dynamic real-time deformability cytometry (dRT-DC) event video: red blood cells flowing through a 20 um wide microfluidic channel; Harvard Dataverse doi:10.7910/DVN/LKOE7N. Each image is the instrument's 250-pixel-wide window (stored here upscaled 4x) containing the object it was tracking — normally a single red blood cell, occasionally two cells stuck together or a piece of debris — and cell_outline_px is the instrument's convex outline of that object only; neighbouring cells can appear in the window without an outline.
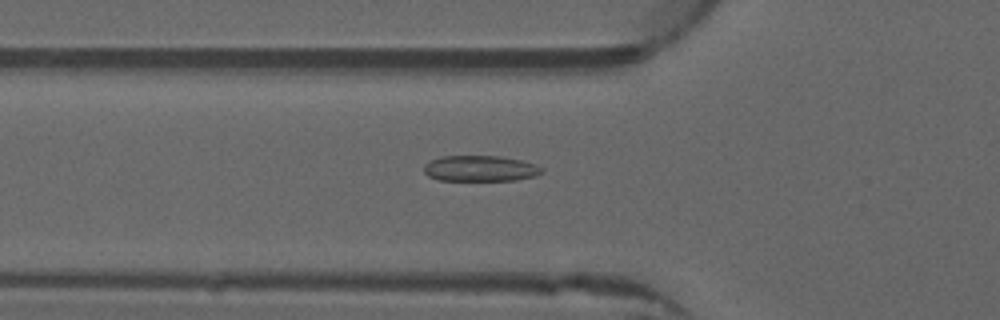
{"species": "common noctule bat (a hibernating species)", "species_latin": "Nyctalus noctula", "temperature_condition": "warm", "stored_images_in_passage": 44, "camera_frame_rate_fps": 3000, "um_per_image_px": 0.085, "animal": {"sex": "male", "forearm_length_mm": 52.5}, "frame": {"image": 1, "passage_image": 11, "time_ms": 3.333, "image_size_px": [1000, 320], "cell_outline_px": [[544, 172], [536, 176], [516, 180], [440, 180], [428, 176], [424, 172], [424, 164], [440, 156], [500, 156], [520, 160], [536, 164], [544, 168]], "centroid_in_image_um": [40.85, 14.32], "position_along_channel_um": 84.9, "area_um2": 17.8}}
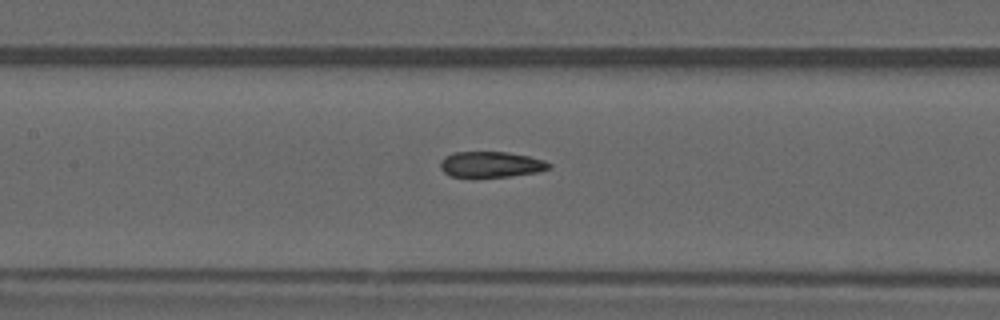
{"frame": {"image": 2, "passage_image": 17, "time_ms": 5.333, "image_size_px": [1000, 320], "cell_outline_px": [[552, 168], [536, 172], [512, 176], [452, 176], [444, 172], [440, 168], [440, 160], [444, 156], [452, 152], [508, 152], [528, 156], [544, 160], [552, 164]], "centroid_in_image_um": [41.74, 13.96], "position_along_channel_um": 165.7, "area_um2": 16.24}}
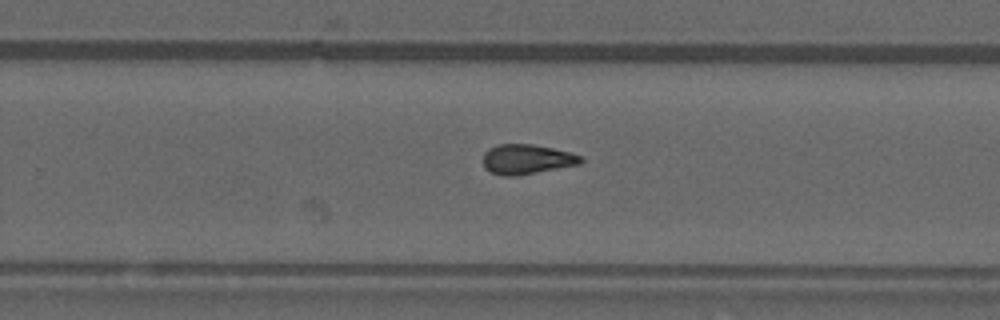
{"frame": {"image": 3, "passage_image": 26, "time_ms": 8.333, "image_size_px": [1000, 320], "cell_outline_px": [[584, 160], [580, 164], [516, 176], [500, 176], [484, 168], [484, 152], [488, 148], [496, 144], [532, 144], [552, 148], [584, 156]], "centroid_in_image_um": [44.77, 13.53], "position_along_channel_um": 285.0, "area_um2": 17.05}, "authors_computed_cell_mechanics": {"area_um2": 16.9643, "velocity_mm_per_s": 3.9936, "shape_relaxation_time_tau1_ms": null, "shape_relaxation_time_tau2_ms": 2.8347, "deformation_change_tau1": null, "deformation_change_tau2": 0.1101}}